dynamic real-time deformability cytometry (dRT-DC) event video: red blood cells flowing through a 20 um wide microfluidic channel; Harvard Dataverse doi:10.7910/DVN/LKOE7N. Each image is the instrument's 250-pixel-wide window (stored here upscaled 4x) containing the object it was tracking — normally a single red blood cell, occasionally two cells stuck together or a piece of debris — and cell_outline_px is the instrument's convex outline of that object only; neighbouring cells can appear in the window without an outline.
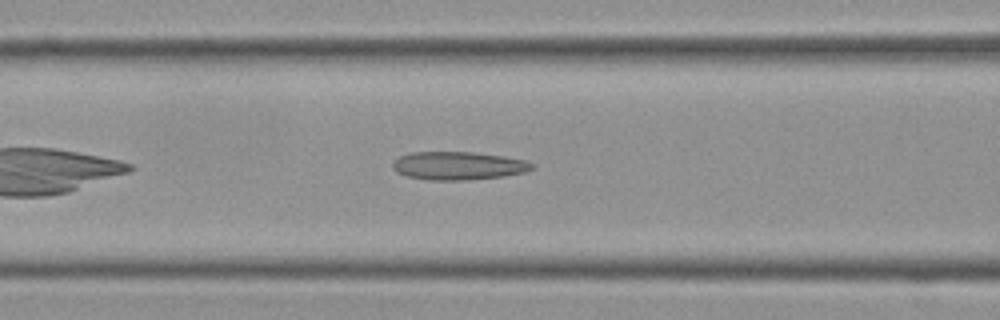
{"species": "Egyptian fruit bat (a non-hibernating species)", "species_latin": "Rousettus aegyptiacus", "temperature_condition": "cold", "stored_images_in_passage": 42, "camera_frame_rate_fps": 3000, "um_per_image_px": 0.085, "frame": {"image": 1, "passage_image": 9, "time_ms": 2.667, "image_size_px": [1000, 320], "cell_outline_px": [[536, 168], [524, 172], [504, 176], [464, 180], [428, 180], [408, 176], [396, 172], [392, 168], [392, 164], [400, 156], [412, 152], [472, 152], [504, 156], [524, 160], [532, 164]], "centroid_in_image_um": [38.95, 14.09], "position_along_channel_um": 127.7, "area_um2": 22.77}}
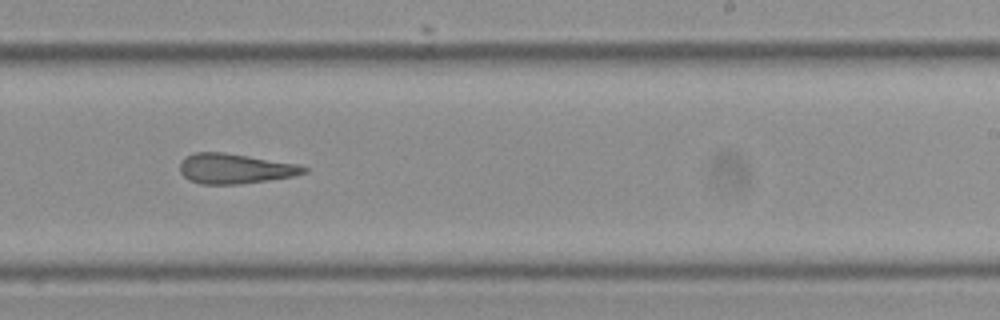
{"frame": {"image": 2, "passage_image": 21, "time_ms": 6.667, "image_size_px": [1000, 320], "cell_outline_px": [[308, 172], [292, 176], [268, 180], [236, 184], [200, 184], [188, 180], [180, 172], [180, 164], [184, 156], [192, 152], [224, 152], [296, 164], [308, 168]], "centroid_in_image_um": [19.91, 14.33], "position_along_channel_um": 269.1, "area_um2": 21.62}}
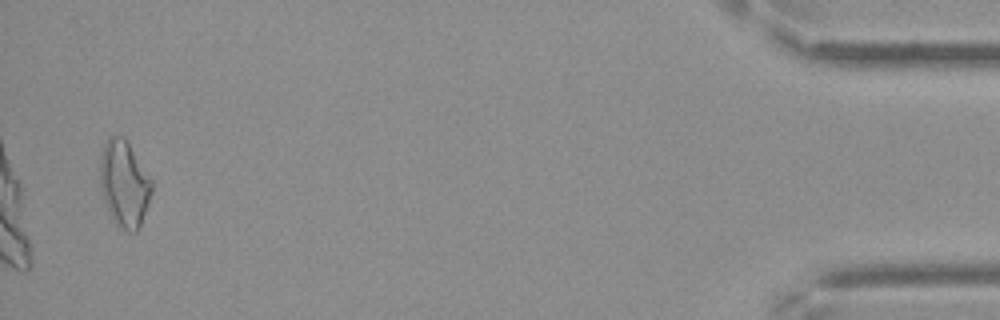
{"frame": {"image": 3, "passage_image": 41, "time_ms": 13.333, "image_size_px": [1000, 320], "cell_outline_px": [[152, 192], [148, 204], [140, 224], [136, 232], [128, 232], [116, 224], [104, 200], [100, 188], [100, 156], [104, 144], [108, 136], [124, 136], [152, 180]], "centroid_in_image_um": [10.55, 15.59], "position_along_channel_um": 424.6, "area_um2": 25.78}, "authors_computed_cell_mechanics": {"area_um2": 22.3108, "velocity_mm_per_s": 3.5349, "shape_relaxation_time_tau1_ms": null, "shape_relaxation_time_tau2_ms": 4.5545, "deformation_change_tau1": null, "deformation_change_tau2": 0.1569}}